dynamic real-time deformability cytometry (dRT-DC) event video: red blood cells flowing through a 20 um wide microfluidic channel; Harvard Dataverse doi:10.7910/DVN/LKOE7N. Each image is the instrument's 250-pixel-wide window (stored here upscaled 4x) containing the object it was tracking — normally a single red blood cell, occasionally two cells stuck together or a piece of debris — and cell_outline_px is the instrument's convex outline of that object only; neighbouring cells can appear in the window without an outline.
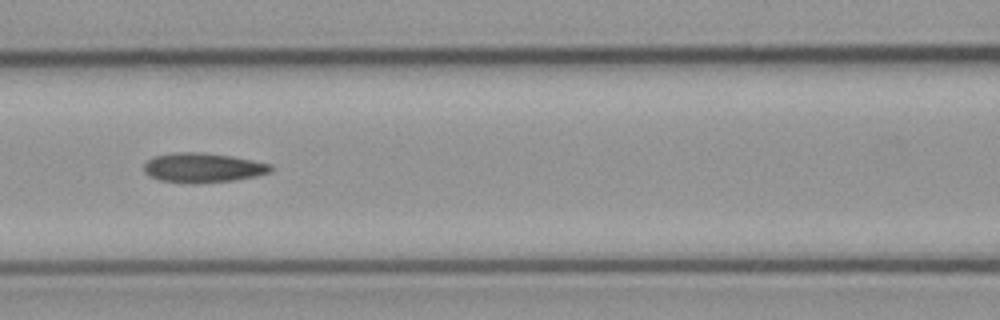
{"species": "common noctule bat (a hibernating species)", "species_latin": "Nyctalus noctula", "temperature_condition": "cold", "stored_images_in_passage": 9, "camera_frame_rate_fps": 3000, "um_per_image_px": 0.085, "animal": {"sex": "male", "body_mass_g": 23.1, "forearm_length_mm": 52.7}, "frame": {"image": 1, "passage_image": 7, "time_ms": 7.667, "image_size_px": [1000, 320], "cell_outline_px": [[272, 172], [256, 176], [232, 180], [196, 184], [188, 184], [160, 180], [148, 176], [144, 172], [144, 164], [148, 160], [156, 156], [176, 152], [196, 152], [232, 156], [272, 164]], "centroid_in_image_um": [17.24, 14.27], "position_along_channel_um": 149.4, "area_um2": 21.91}}
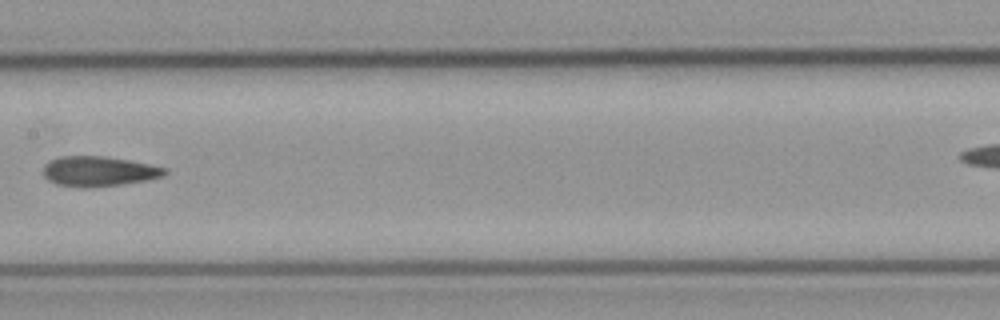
{"frame": {"image": 2, "passage_image": 8, "time_ms": 9.0, "image_size_px": [1000, 320], "cell_outline_px": [[168, 172], [164, 176], [148, 180], [120, 184], [88, 188], [56, 184], [48, 180], [44, 176], [44, 164], [48, 160], [60, 156], [104, 156], [128, 160], [168, 168]], "centroid_in_image_um": [8.39, 14.56], "position_along_channel_um": 199.0, "area_um2": 21.33}}
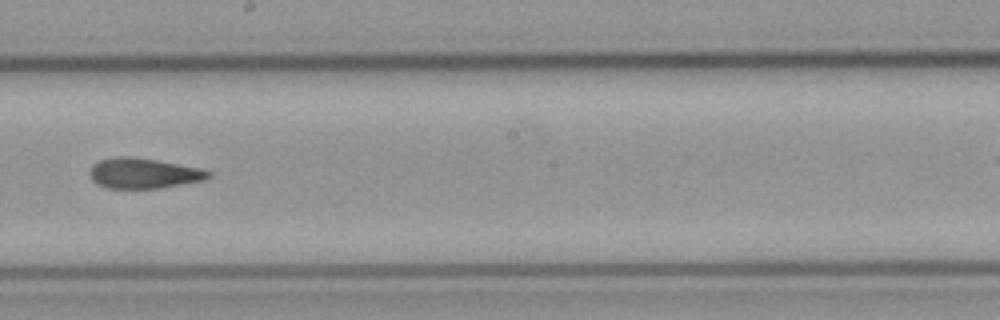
{"frame": {"image": 3, "passage_image": 9, "time_ms": 10.0, "image_size_px": [1000, 320], "cell_outline_px": [[212, 176], [204, 180], [160, 188], [108, 188], [96, 184], [92, 180], [88, 172], [92, 164], [100, 160], [116, 156], [132, 156], [204, 168], [212, 172]], "centroid_in_image_um": [12.21, 14.72], "position_along_channel_um": 236.0, "area_um2": 21.27}}